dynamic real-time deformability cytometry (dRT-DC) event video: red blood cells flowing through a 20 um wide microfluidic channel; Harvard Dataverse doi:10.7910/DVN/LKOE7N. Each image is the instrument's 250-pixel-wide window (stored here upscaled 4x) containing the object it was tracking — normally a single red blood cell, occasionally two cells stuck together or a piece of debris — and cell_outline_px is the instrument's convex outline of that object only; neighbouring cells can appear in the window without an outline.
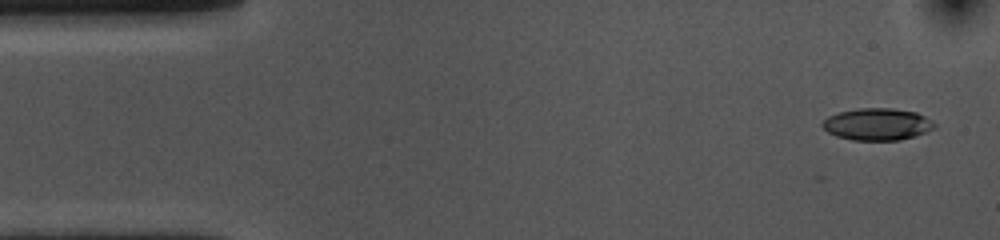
{"species": "common noctule bat (a hibernating species)", "species_latin": "Nyctalus noctula", "temperature_condition": "cold", "stored_images_in_passage": 4, "camera_frame_rate_fps": 3000, "um_per_image_px": 0.085, "animal": {"sex": "female", "body_mass_g": 10.0, "forearm_length_mm": 53.1}, "frame": {"image": 1, "passage_image": 1, "time_ms": 0.0, "image_size_px": [1000, 240], "cell_outline_px": [[936, 128], [900, 140], [852, 140], [836, 136], [828, 132], [820, 124], [828, 116], [840, 112], [856, 108], [892, 108], [916, 112], [932, 120], [936, 124]], "centroid_in_image_um": [74.56, 10.55], "position_along_channel_um": 10.4, "area_um2": 20.87}}